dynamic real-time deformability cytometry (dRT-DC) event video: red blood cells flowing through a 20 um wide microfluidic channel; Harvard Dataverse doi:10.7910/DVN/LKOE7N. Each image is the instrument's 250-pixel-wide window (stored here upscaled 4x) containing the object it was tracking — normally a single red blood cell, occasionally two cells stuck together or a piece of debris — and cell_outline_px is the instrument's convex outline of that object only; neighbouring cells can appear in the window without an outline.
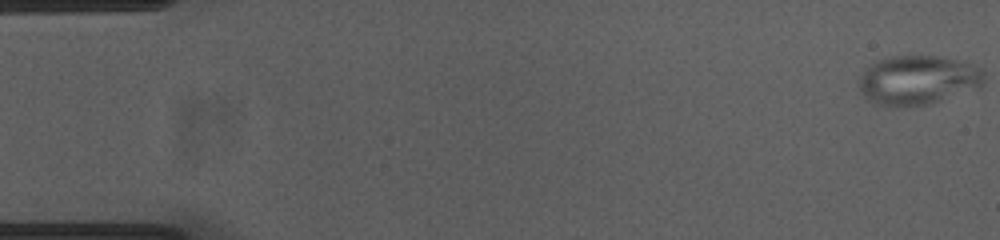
{"species": "common noctule bat (a hibernating species)", "species_latin": "Nyctalus noctula", "temperature_condition": "cold", "stored_images_in_passage": 9, "camera_frame_rate_fps": 3000, "um_per_image_px": 0.085, "animal": {"sex": "female", "body_mass_g": 23.0, "forearm_length_mm": 53.4}, "frame": {"image": 1, "passage_image": 1, "time_ms": 0.0, "image_size_px": [1000, 240], "cell_outline_px": [[984, 80], [980, 84], [940, 100], [928, 104], [896, 108], [880, 104], [868, 100], [860, 92], [860, 76], [876, 60], [892, 56], [936, 56], [968, 64], [980, 68], [984, 72]], "centroid_in_image_um": [77.93, 6.81], "position_along_channel_um": 7.1, "area_um2": 34.97}}